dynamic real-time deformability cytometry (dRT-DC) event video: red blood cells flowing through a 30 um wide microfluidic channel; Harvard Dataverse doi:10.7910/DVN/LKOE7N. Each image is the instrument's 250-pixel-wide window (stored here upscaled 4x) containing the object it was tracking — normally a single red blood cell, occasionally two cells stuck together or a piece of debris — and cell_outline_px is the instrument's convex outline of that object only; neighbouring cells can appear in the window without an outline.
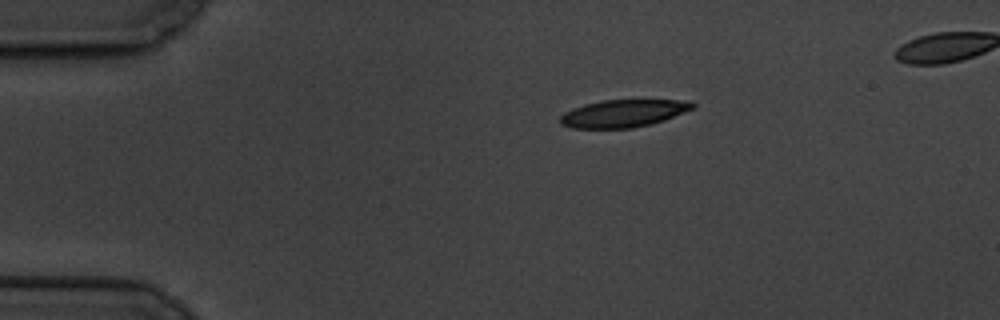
{"species": "common noctule bat (a hibernating species)", "species_latin": "Nyctalus noctula", "temperature_condition": "cold", "stored_images_in_passage": 4, "camera_frame_rate_fps": 3000, "um_per_image_px": 0.085, "animal": {"sex": "male", "body_mass_g": 19.5, "forearm_length_mm": 54.6}, "frame": {"image": 1, "passage_image": 1, "time_ms": 0.0, "image_size_px": [1000, 320], "cell_outline_px": [[696, 108], [664, 120], [652, 124], [632, 128], [572, 128], [560, 124], [560, 116], [564, 112], [572, 108], [584, 104], [604, 100], [692, 100], [696, 104]], "centroid_in_image_um": [53.02, 9.63], "position_along_channel_um": 32.0, "area_um2": 21.44}}
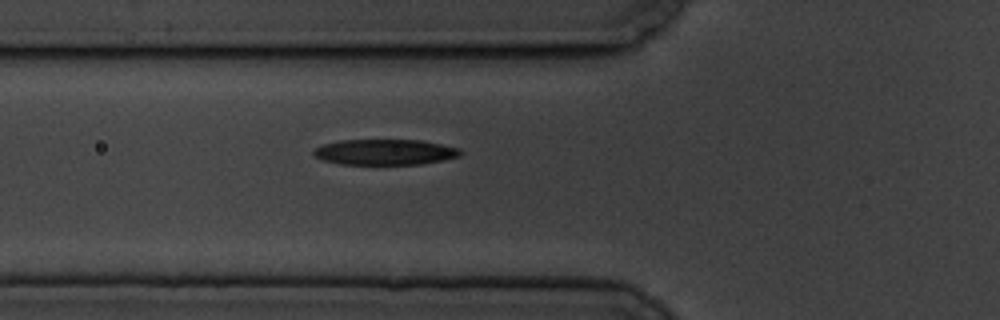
{"frame": {"image": 2, "passage_image": 4, "time_ms": 3.333, "image_size_px": [1000, 320], "cell_outline_px": [[464, 152], [460, 156], [444, 160], [424, 164], [340, 164], [324, 160], [316, 156], [312, 152], [316, 148], [324, 144], [340, 140], [424, 140], [460, 148]], "centroid_in_image_um": [32.8, 12.92], "position_along_channel_um": 93.0, "area_um2": 22.02}}